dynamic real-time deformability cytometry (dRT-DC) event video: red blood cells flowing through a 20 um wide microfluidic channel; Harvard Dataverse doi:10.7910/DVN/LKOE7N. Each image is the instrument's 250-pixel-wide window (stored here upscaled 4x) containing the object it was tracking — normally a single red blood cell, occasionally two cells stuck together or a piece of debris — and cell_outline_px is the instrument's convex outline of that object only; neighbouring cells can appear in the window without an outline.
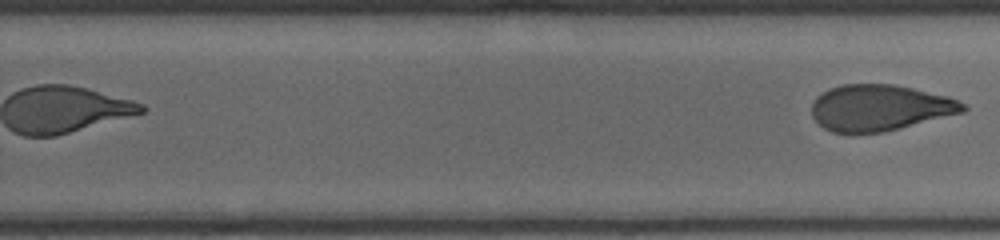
{"species": "human", "species_latin": "Homo sapiens", "temperature_condition": "cold", "stored_images_in_passage": 31, "segment_of_instrument_passage": [2, 2], "camera_frame_rate_fps": 3000, "um_per_image_px": 0.085, "donor": {"sex": "male"}, "frame": {"image": 1, "passage_image": 31, "time_ms": 12.333, "image_size_px": [1000, 240], "cell_outline_px": [[968, 108], [964, 112], [900, 128], [880, 132], [832, 132], [824, 128], [812, 116], [812, 100], [816, 96], [828, 88], [844, 84], [896, 84], [948, 96], [964, 104]], "centroid_in_image_um": [74.76, 9.14], "position_along_channel_um": 255.0, "area_um2": 40.58}}